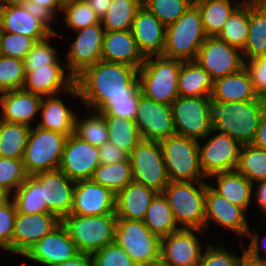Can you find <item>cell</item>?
Segmentation results:
<instances>
[{
    "label": "cell",
    "instance_id": "1",
    "mask_svg": "<svg viewBox=\"0 0 266 266\" xmlns=\"http://www.w3.org/2000/svg\"><path fill=\"white\" fill-rule=\"evenodd\" d=\"M80 99L94 111L107 101L132 97L139 89L138 69L100 60L75 78Z\"/></svg>",
    "mask_w": 266,
    "mask_h": 266
},
{
    "label": "cell",
    "instance_id": "2",
    "mask_svg": "<svg viewBox=\"0 0 266 266\" xmlns=\"http://www.w3.org/2000/svg\"><path fill=\"white\" fill-rule=\"evenodd\" d=\"M264 113L262 98L251 101L212 102L213 131L226 133L241 145L252 144Z\"/></svg>",
    "mask_w": 266,
    "mask_h": 266
},
{
    "label": "cell",
    "instance_id": "3",
    "mask_svg": "<svg viewBox=\"0 0 266 266\" xmlns=\"http://www.w3.org/2000/svg\"><path fill=\"white\" fill-rule=\"evenodd\" d=\"M154 57L156 58L152 59ZM182 63L179 59L161 55L146 57L138 70L142 95L152 101L171 105L179 96L178 76Z\"/></svg>",
    "mask_w": 266,
    "mask_h": 266
},
{
    "label": "cell",
    "instance_id": "4",
    "mask_svg": "<svg viewBox=\"0 0 266 266\" xmlns=\"http://www.w3.org/2000/svg\"><path fill=\"white\" fill-rule=\"evenodd\" d=\"M206 38L200 11L193 3L176 22L166 26L165 46L161 56L195 61Z\"/></svg>",
    "mask_w": 266,
    "mask_h": 266
},
{
    "label": "cell",
    "instance_id": "5",
    "mask_svg": "<svg viewBox=\"0 0 266 266\" xmlns=\"http://www.w3.org/2000/svg\"><path fill=\"white\" fill-rule=\"evenodd\" d=\"M206 187L203 181H170L162 191L179 227L204 230Z\"/></svg>",
    "mask_w": 266,
    "mask_h": 266
},
{
    "label": "cell",
    "instance_id": "6",
    "mask_svg": "<svg viewBox=\"0 0 266 266\" xmlns=\"http://www.w3.org/2000/svg\"><path fill=\"white\" fill-rule=\"evenodd\" d=\"M117 216L115 213L99 216L70 214L61 220L80 253L93 254L114 242Z\"/></svg>",
    "mask_w": 266,
    "mask_h": 266
},
{
    "label": "cell",
    "instance_id": "7",
    "mask_svg": "<svg viewBox=\"0 0 266 266\" xmlns=\"http://www.w3.org/2000/svg\"><path fill=\"white\" fill-rule=\"evenodd\" d=\"M159 143L170 181L198 182L206 178L200 167L198 140L175 134Z\"/></svg>",
    "mask_w": 266,
    "mask_h": 266
},
{
    "label": "cell",
    "instance_id": "8",
    "mask_svg": "<svg viewBox=\"0 0 266 266\" xmlns=\"http://www.w3.org/2000/svg\"><path fill=\"white\" fill-rule=\"evenodd\" d=\"M67 137L57 131L31 127L23 156L26 174L31 176L59 169Z\"/></svg>",
    "mask_w": 266,
    "mask_h": 266
},
{
    "label": "cell",
    "instance_id": "9",
    "mask_svg": "<svg viewBox=\"0 0 266 266\" xmlns=\"http://www.w3.org/2000/svg\"><path fill=\"white\" fill-rule=\"evenodd\" d=\"M171 109L177 135L199 140L213 132L210 96H178Z\"/></svg>",
    "mask_w": 266,
    "mask_h": 266
},
{
    "label": "cell",
    "instance_id": "10",
    "mask_svg": "<svg viewBox=\"0 0 266 266\" xmlns=\"http://www.w3.org/2000/svg\"><path fill=\"white\" fill-rule=\"evenodd\" d=\"M114 242L137 266L147 264L160 255L161 238L152 233L143 221L117 218Z\"/></svg>",
    "mask_w": 266,
    "mask_h": 266
},
{
    "label": "cell",
    "instance_id": "11",
    "mask_svg": "<svg viewBox=\"0 0 266 266\" xmlns=\"http://www.w3.org/2000/svg\"><path fill=\"white\" fill-rule=\"evenodd\" d=\"M133 181L161 193L170 183L159 142L141 140L129 154Z\"/></svg>",
    "mask_w": 266,
    "mask_h": 266
},
{
    "label": "cell",
    "instance_id": "12",
    "mask_svg": "<svg viewBox=\"0 0 266 266\" xmlns=\"http://www.w3.org/2000/svg\"><path fill=\"white\" fill-rule=\"evenodd\" d=\"M195 61L209 73L213 81L240 71L245 64L242 50L217 36H207Z\"/></svg>",
    "mask_w": 266,
    "mask_h": 266
},
{
    "label": "cell",
    "instance_id": "13",
    "mask_svg": "<svg viewBox=\"0 0 266 266\" xmlns=\"http://www.w3.org/2000/svg\"><path fill=\"white\" fill-rule=\"evenodd\" d=\"M204 145L199 142L200 167L206 178L237 169L242 145L226 133L216 132Z\"/></svg>",
    "mask_w": 266,
    "mask_h": 266
},
{
    "label": "cell",
    "instance_id": "14",
    "mask_svg": "<svg viewBox=\"0 0 266 266\" xmlns=\"http://www.w3.org/2000/svg\"><path fill=\"white\" fill-rule=\"evenodd\" d=\"M135 123L142 140L160 142L176 134L171 105L140 95Z\"/></svg>",
    "mask_w": 266,
    "mask_h": 266
},
{
    "label": "cell",
    "instance_id": "15",
    "mask_svg": "<svg viewBox=\"0 0 266 266\" xmlns=\"http://www.w3.org/2000/svg\"><path fill=\"white\" fill-rule=\"evenodd\" d=\"M102 23L90 25L77 30L76 39L71 43L66 53V68L69 74L76 78L86 68L95 65L101 60L103 37L105 29Z\"/></svg>",
    "mask_w": 266,
    "mask_h": 266
},
{
    "label": "cell",
    "instance_id": "16",
    "mask_svg": "<svg viewBox=\"0 0 266 266\" xmlns=\"http://www.w3.org/2000/svg\"><path fill=\"white\" fill-rule=\"evenodd\" d=\"M32 176L41 185L42 204H46V212L54 214L60 220L70 215L75 181L59 169L36 173Z\"/></svg>",
    "mask_w": 266,
    "mask_h": 266
},
{
    "label": "cell",
    "instance_id": "17",
    "mask_svg": "<svg viewBox=\"0 0 266 266\" xmlns=\"http://www.w3.org/2000/svg\"><path fill=\"white\" fill-rule=\"evenodd\" d=\"M98 147L74 134L66 139L59 170L73 181L91 180L99 166Z\"/></svg>",
    "mask_w": 266,
    "mask_h": 266
},
{
    "label": "cell",
    "instance_id": "18",
    "mask_svg": "<svg viewBox=\"0 0 266 266\" xmlns=\"http://www.w3.org/2000/svg\"><path fill=\"white\" fill-rule=\"evenodd\" d=\"M63 66L66 68L65 64H51L47 68H25L22 89L42 97L57 95L61 90L80 97L75 78L69 73L65 75L67 71Z\"/></svg>",
    "mask_w": 266,
    "mask_h": 266
},
{
    "label": "cell",
    "instance_id": "19",
    "mask_svg": "<svg viewBox=\"0 0 266 266\" xmlns=\"http://www.w3.org/2000/svg\"><path fill=\"white\" fill-rule=\"evenodd\" d=\"M80 254L75 242L71 239L62 222L41 240L35 243L23 255L28 259L43 264L54 266L66 260L73 259Z\"/></svg>",
    "mask_w": 266,
    "mask_h": 266
},
{
    "label": "cell",
    "instance_id": "20",
    "mask_svg": "<svg viewBox=\"0 0 266 266\" xmlns=\"http://www.w3.org/2000/svg\"><path fill=\"white\" fill-rule=\"evenodd\" d=\"M60 223L61 220L50 212L36 214L17 213L12 237V253L23 256L30 247Z\"/></svg>",
    "mask_w": 266,
    "mask_h": 266
},
{
    "label": "cell",
    "instance_id": "21",
    "mask_svg": "<svg viewBox=\"0 0 266 266\" xmlns=\"http://www.w3.org/2000/svg\"><path fill=\"white\" fill-rule=\"evenodd\" d=\"M203 231L181 228L177 232L162 237L160 255L171 266H198L203 253L201 242L194 233L201 234Z\"/></svg>",
    "mask_w": 266,
    "mask_h": 266
},
{
    "label": "cell",
    "instance_id": "22",
    "mask_svg": "<svg viewBox=\"0 0 266 266\" xmlns=\"http://www.w3.org/2000/svg\"><path fill=\"white\" fill-rule=\"evenodd\" d=\"M246 210L232 204L218 194L211 185L207 184L205 197V225L206 232L213 220L219 226L234 231L238 236L246 235L250 229L245 217Z\"/></svg>",
    "mask_w": 266,
    "mask_h": 266
},
{
    "label": "cell",
    "instance_id": "23",
    "mask_svg": "<svg viewBox=\"0 0 266 266\" xmlns=\"http://www.w3.org/2000/svg\"><path fill=\"white\" fill-rule=\"evenodd\" d=\"M115 213V194L92 180L75 182L70 214L99 216Z\"/></svg>",
    "mask_w": 266,
    "mask_h": 266
},
{
    "label": "cell",
    "instance_id": "24",
    "mask_svg": "<svg viewBox=\"0 0 266 266\" xmlns=\"http://www.w3.org/2000/svg\"><path fill=\"white\" fill-rule=\"evenodd\" d=\"M131 31L139 50L145 57L162 55L166 26L144 6L137 11Z\"/></svg>",
    "mask_w": 266,
    "mask_h": 266
},
{
    "label": "cell",
    "instance_id": "25",
    "mask_svg": "<svg viewBox=\"0 0 266 266\" xmlns=\"http://www.w3.org/2000/svg\"><path fill=\"white\" fill-rule=\"evenodd\" d=\"M146 57L139 50L132 31H105L101 60L111 63H122L139 68Z\"/></svg>",
    "mask_w": 266,
    "mask_h": 266
},
{
    "label": "cell",
    "instance_id": "26",
    "mask_svg": "<svg viewBox=\"0 0 266 266\" xmlns=\"http://www.w3.org/2000/svg\"><path fill=\"white\" fill-rule=\"evenodd\" d=\"M42 96L23 89L3 92L0 94V120L32 126L30 122L40 111Z\"/></svg>",
    "mask_w": 266,
    "mask_h": 266
},
{
    "label": "cell",
    "instance_id": "27",
    "mask_svg": "<svg viewBox=\"0 0 266 266\" xmlns=\"http://www.w3.org/2000/svg\"><path fill=\"white\" fill-rule=\"evenodd\" d=\"M158 192L136 182L129 183L115 195L117 218L143 221L151 201Z\"/></svg>",
    "mask_w": 266,
    "mask_h": 266
},
{
    "label": "cell",
    "instance_id": "28",
    "mask_svg": "<svg viewBox=\"0 0 266 266\" xmlns=\"http://www.w3.org/2000/svg\"><path fill=\"white\" fill-rule=\"evenodd\" d=\"M1 32L21 34L36 41L49 37L52 32L24 6L0 7Z\"/></svg>",
    "mask_w": 266,
    "mask_h": 266
},
{
    "label": "cell",
    "instance_id": "29",
    "mask_svg": "<svg viewBox=\"0 0 266 266\" xmlns=\"http://www.w3.org/2000/svg\"><path fill=\"white\" fill-rule=\"evenodd\" d=\"M258 97L245 67L213 81L210 96L212 102L251 101Z\"/></svg>",
    "mask_w": 266,
    "mask_h": 266
},
{
    "label": "cell",
    "instance_id": "30",
    "mask_svg": "<svg viewBox=\"0 0 266 266\" xmlns=\"http://www.w3.org/2000/svg\"><path fill=\"white\" fill-rule=\"evenodd\" d=\"M43 96L39 110L41 112V122H37L38 127L57 131L67 136L74 134L76 114L56 96ZM46 100H45V99Z\"/></svg>",
    "mask_w": 266,
    "mask_h": 266
},
{
    "label": "cell",
    "instance_id": "31",
    "mask_svg": "<svg viewBox=\"0 0 266 266\" xmlns=\"http://www.w3.org/2000/svg\"><path fill=\"white\" fill-rule=\"evenodd\" d=\"M216 179L217 186L212 188L232 204L238 205L247 211L253 192V184L237 170L221 172L211 175Z\"/></svg>",
    "mask_w": 266,
    "mask_h": 266
},
{
    "label": "cell",
    "instance_id": "32",
    "mask_svg": "<svg viewBox=\"0 0 266 266\" xmlns=\"http://www.w3.org/2000/svg\"><path fill=\"white\" fill-rule=\"evenodd\" d=\"M213 80L196 61H183L178 76V92L182 97L211 96Z\"/></svg>",
    "mask_w": 266,
    "mask_h": 266
},
{
    "label": "cell",
    "instance_id": "33",
    "mask_svg": "<svg viewBox=\"0 0 266 266\" xmlns=\"http://www.w3.org/2000/svg\"><path fill=\"white\" fill-rule=\"evenodd\" d=\"M245 61L266 54V5L249 2V30L242 49Z\"/></svg>",
    "mask_w": 266,
    "mask_h": 266
},
{
    "label": "cell",
    "instance_id": "34",
    "mask_svg": "<svg viewBox=\"0 0 266 266\" xmlns=\"http://www.w3.org/2000/svg\"><path fill=\"white\" fill-rule=\"evenodd\" d=\"M145 226L160 238L181 229L176 223L173 212L163 193H157L147 209L143 220Z\"/></svg>",
    "mask_w": 266,
    "mask_h": 266
},
{
    "label": "cell",
    "instance_id": "35",
    "mask_svg": "<svg viewBox=\"0 0 266 266\" xmlns=\"http://www.w3.org/2000/svg\"><path fill=\"white\" fill-rule=\"evenodd\" d=\"M242 3L231 4V0H194L198 7L207 36H217L228 17Z\"/></svg>",
    "mask_w": 266,
    "mask_h": 266
},
{
    "label": "cell",
    "instance_id": "36",
    "mask_svg": "<svg viewBox=\"0 0 266 266\" xmlns=\"http://www.w3.org/2000/svg\"><path fill=\"white\" fill-rule=\"evenodd\" d=\"M31 126L0 120V157L23 159Z\"/></svg>",
    "mask_w": 266,
    "mask_h": 266
},
{
    "label": "cell",
    "instance_id": "37",
    "mask_svg": "<svg viewBox=\"0 0 266 266\" xmlns=\"http://www.w3.org/2000/svg\"><path fill=\"white\" fill-rule=\"evenodd\" d=\"M94 183L109 189L115 195L133 182V173L130 160L119 163L100 164L91 178Z\"/></svg>",
    "mask_w": 266,
    "mask_h": 266
},
{
    "label": "cell",
    "instance_id": "38",
    "mask_svg": "<svg viewBox=\"0 0 266 266\" xmlns=\"http://www.w3.org/2000/svg\"><path fill=\"white\" fill-rule=\"evenodd\" d=\"M248 30L249 1L243 0L228 17L217 37L242 50L247 42Z\"/></svg>",
    "mask_w": 266,
    "mask_h": 266
},
{
    "label": "cell",
    "instance_id": "39",
    "mask_svg": "<svg viewBox=\"0 0 266 266\" xmlns=\"http://www.w3.org/2000/svg\"><path fill=\"white\" fill-rule=\"evenodd\" d=\"M142 6V0H112L101 19L102 26L105 31L131 30L136 13Z\"/></svg>",
    "mask_w": 266,
    "mask_h": 266
},
{
    "label": "cell",
    "instance_id": "40",
    "mask_svg": "<svg viewBox=\"0 0 266 266\" xmlns=\"http://www.w3.org/2000/svg\"><path fill=\"white\" fill-rule=\"evenodd\" d=\"M108 127V141L128 154L142 140L134 120L116 116H104Z\"/></svg>",
    "mask_w": 266,
    "mask_h": 266
},
{
    "label": "cell",
    "instance_id": "41",
    "mask_svg": "<svg viewBox=\"0 0 266 266\" xmlns=\"http://www.w3.org/2000/svg\"><path fill=\"white\" fill-rule=\"evenodd\" d=\"M255 186L266 180V150L253 144L242 145L236 169Z\"/></svg>",
    "mask_w": 266,
    "mask_h": 266
},
{
    "label": "cell",
    "instance_id": "42",
    "mask_svg": "<svg viewBox=\"0 0 266 266\" xmlns=\"http://www.w3.org/2000/svg\"><path fill=\"white\" fill-rule=\"evenodd\" d=\"M12 200L17 213L36 214L46 212V204H42V188L40 183L31 175L14 191Z\"/></svg>",
    "mask_w": 266,
    "mask_h": 266
},
{
    "label": "cell",
    "instance_id": "43",
    "mask_svg": "<svg viewBox=\"0 0 266 266\" xmlns=\"http://www.w3.org/2000/svg\"><path fill=\"white\" fill-rule=\"evenodd\" d=\"M95 112L92 110V114L82 120L76 115L74 135L93 146L100 147L108 142V127L104 115Z\"/></svg>",
    "mask_w": 266,
    "mask_h": 266
},
{
    "label": "cell",
    "instance_id": "44",
    "mask_svg": "<svg viewBox=\"0 0 266 266\" xmlns=\"http://www.w3.org/2000/svg\"><path fill=\"white\" fill-rule=\"evenodd\" d=\"M194 3V0H142V5L162 24L176 22Z\"/></svg>",
    "mask_w": 266,
    "mask_h": 266
},
{
    "label": "cell",
    "instance_id": "45",
    "mask_svg": "<svg viewBox=\"0 0 266 266\" xmlns=\"http://www.w3.org/2000/svg\"><path fill=\"white\" fill-rule=\"evenodd\" d=\"M24 82V60L0 55V94L22 89Z\"/></svg>",
    "mask_w": 266,
    "mask_h": 266
},
{
    "label": "cell",
    "instance_id": "46",
    "mask_svg": "<svg viewBox=\"0 0 266 266\" xmlns=\"http://www.w3.org/2000/svg\"><path fill=\"white\" fill-rule=\"evenodd\" d=\"M62 11L65 13V25L75 32L101 22L100 18L85 0L66 4L63 6Z\"/></svg>",
    "mask_w": 266,
    "mask_h": 266
},
{
    "label": "cell",
    "instance_id": "47",
    "mask_svg": "<svg viewBox=\"0 0 266 266\" xmlns=\"http://www.w3.org/2000/svg\"><path fill=\"white\" fill-rule=\"evenodd\" d=\"M27 176L23 159L0 157V189L9 197H11V191L14 192L13 189L16 191Z\"/></svg>",
    "mask_w": 266,
    "mask_h": 266
},
{
    "label": "cell",
    "instance_id": "48",
    "mask_svg": "<svg viewBox=\"0 0 266 266\" xmlns=\"http://www.w3.org/2000/svg\"><path fill=\"white\" fill-rule=\"evenodd\" d=\"M56 35L59 34L57 32L52 33L49 37L41 41H36L25 56V68H47L51 64H60L57 50L48 43L49 38Z\"/></svg>",
    "mask_w": 266,
    "mask_h": 266
},
{
    "label": "cell",
    "instance_id": "49",
    "mask_svg": "<svg viewBox=\"0 0 266 266\" xmlns=\"http://www.w3.org/2000/svg\"><path fill=\"white\" fill-rule=\"evenodd\" d=\"M35 43L33 38L0 31V55L24 60Z\"/></svg>",
    "mask_w": 266,
    "mask_h": 266
},
{
    "label": "cell",
    "instance_id": "50",
    "mask_svg": "<svg viewBox=\"0 0 266 266\" xmlns=\"http://www.w3.org/2000/svg\"><path fill=\"white\" fill-rule=\"evenodd\" d=\"M12 198L0 203V248L12 253V237L17 214Z\"/></svg>",
    "mask_w": 266,
    "mask_h": 266
},
{
    "label": "cell",
    "instance_id": "51",
    "mask_svg": "<svg viewBox=\"0 0 266 266\" xmlns=\"http://www.w3.org/2000/svg\"><path fill=\"white\" fill-rule=\"evenodd\" d=\"M92 258L94 266H137L124 249L115 242L94 252Z\"/></svg>",
    "mask_w": 266,
    "mask_h": 266
},
{
    "label": "cell",
    "instance_id": "52",
    "mask_svg": "<svg viewBox=\"0 0 266 266\" xmlns=\"http://www.w3.org/2000/svg\"><path fill=\"white\" fill-rule=\"evenodd\" d=\"M141 94V89H139L130 98L109 100L98 112H100L104 116H116L122 119L135 121L138 101Z\"/></svg>",
    "mask_w": 266,
    "mask_h": 266
},
{
    "label": "cell",
    "instance_id": "53",
    "mask_svg": "<svg viewBox=\"0 0 266 266\" xmlns=\"http://www.w3.org/2000/svg\"><path fill=\"white\" fill-rule=\"evenodd\" d=\"M223 246L208 244L200 258L198 266H241L243 255L236 256L232 251L225 250Z\"/></svg>",
    "mask_w": 266,
    "mask_h": 266
},
{
    "label": "cell",
    "instance_id": "54",
    "mask_svg": "<svg viewBox=\"0 0 266 266\" xmlns=\"http://www.w3.org/2000/svg\"><path fill=\"white\" fill-rule=\"evenodd\" d=\"M244 67L249 74L255 92L261 97L266 93V54L245 61Z\"/></svg>",
    "mask_w": 266,
    "mask_h": 266
},
{
    "label": "cell",
    "instance_id": "55",
    "mask_svg": "<svg viewBox=\"0 0 266 266\" xmlns=\"http://www.w3.org/2000/svg\"><path fill=\"white\" fill-rule=\"evenodd\" d=\"M99 164L119 163L129 159V154L109 141L98 147Z\"/></svg>",
    "mask_w": 266,
    "mask_h": 266
},
{
    "label": "cell",
    "instance_id": "56",
    "mask_svg": "<svg viewBox=\"0 0 266 266\" xmlns=\"http://www.w3.org/2000/svg\"><path fill=\"white\" fill-rule=\"evenodd\" d=\"M23 6L29 14L40 20L52 33H56L51 24L56 20V16L49 9L30 0Z\"/></svg>",
    "mask_w": 266,
    "mask_h": 266
},
{
    "label": "cell",
    "instance_id": "57",
    "mask_svg": "<svg viewBox=\"0 0 266 266\" xmlns=\"http://www.w3.org/2000/svg\"><path fill=\"white\" fill-rule=\"evenodd\" d=\"M246 235H248L250 237V244L248 249L245 248V254L248 255L251 258L254 259H266L265 257L260 256V251H259V234L258 232H251V230L249 229L248 232L246 233ZM266 239V238H265ZM263 243L265 241H262ZM266 243V242H265ZM261 247L263 248V250L266 251V244H261Z\"/></svg>",
    "mask_w": 266,
    "mask_h": 266
},
{
    "label": "cell",
    "instance_id": "58",
    "mask_svg": "<svg viewBox=\"0 0 266 266\" xmlns=\"http://www.w3.org/2000/svg\"><path fill=\"white\" fill-rule=\"evenodd\" d=\"M54 266H94V262L91 254L80 253L73 259L66 260Z\"/></svg>",
    "mask_w": 266,
    "mask_h": 266
},
{
    "label": "cell",
    "instance_id": "59",
    "mask_svg": "<svg viewBox=\"0 0 266 266\" xmlns=\"http://www.w3.org/2000/svg\"><path fill=\"white\" fill-rule=\"evenodd\" d=\"M252 144L266 150V112L263 113Z\"/></svg>",
    "mask_w": 266,
    "mask_h": 266
},
{
    "label": "cell",
    "instance_id": "60",
    "mask_svg": "<svg viewBox=\"0 0 266 266\" xmlns=\"http://www.w3.org/2000/svg\"><path fill=\"white\" fill-rule=\"evenodd\" d=\"M100 20L106 15L112 0H85Z\"/></svg>",
    "mask_w": 266,
    "mask_h": 266
},
{
    "label": "cell",
    "instance_id": "61",
    "mask_svg": "<svg viewBox=\"0 0 266 266\" xmlns=\"http://www.w3.org/2000/svg\"><path fill=\"white\" fill-rule=\"evenodd\" d=\"M257 184L256 186L258 188L257 191H255L257 199L256 201H258L259 208H261V210H263L266 213V180L257 182Z\"/></svg>",
    "mask_w": 266,
    "mask_h": 266
},
{
    "label": "cell",
    "instance_id": "62",
    "mask_svg": "<svg viewBox=\"0 0 266 266\" xmlns=\"http://www.w3.org/2000/svg\"><path fill=\"white\" fill-rule=\"evenodd\" d=\"M35 3H38L40 6H43L49 9L56 17L58 11L62 12L63 6L59 3L58 0H30Z\"/></svg>",
    "mask_w": 266,
    "mask_h": 266
},
{
    "label": "cell",
    "instance_id": "63",
    "mask_svg": "<svg viewBox=\"0 0 266 266\" xmlns=\"http://www.w3.org/2000/svg\"><path fill=\"white\" fill-rule=\"evenodd\" d=\"M243 259L241 266H266V259H254L245 254V248L243 249Z\"/></svg>",
    "mask_w": 266,
    "mask_h": 266
},
{
    "label": "cell",
    "instance_id": "64",
    "mask_svg": "<svg viewBox=\"0 0 266 266\" xmlns=\"http://www.w3.org/2000/svg\"><path fill=\"white\" fill-rule=\"evenodd\" d=\"M142 266H171L161 255Z\"/></svg>",
    "mask_w": 266,
    "mask_h": 266
},
{
    "label": "cell",
    "instance_id": "65",
    "mask_svg": "<svg viewBox=\"0 0 266 266\" xmlns=\"http://www.w3.org/2000/svg\"><path fill=\"white\" fill-rule=\"evenodd\" d=\"M28 0H0V7L23 6Z\"/></svg>",
    "mask_w": 266,
    "mask_h": 266
},
{
    "label": "cell",
    "instance_id": "66",
    "mask_svg": "<svg viewBox=\"0 0 266 266\" xmlns=\"http://www.w3.org/2000/svg\"><path fill=\"white\" fill-rule=\"evenodd\" d=\"M9 196L0 189V203H2L4 200H6Z\"/></svg>",
    "mask_w": 266,
    "mask_h": 266
},
{
    "label": "cell",
    "instance_id": "67",
    "mask_svg": "<svg viewBox=\"0 0 266 266\" xmlns=\"http://www.w3.org/2000/svg\"><path fill=\"white\" fill-rule=\"evenodd\" d=\"M253 4H260V5H266V0H246Z\"/></svg>",
    "mask_w": 266,
    "mask_h": 266
},
{
    "label": "cell",
    "instance_id": "68",
    "mask_svg": "<svg viewBox=\"0 0 266 266\" xmlns=\"http://www.w3.org/2000/svg\"><path fill=\"white\" fill-rule=\"evenodd\" d=\"M59 3L64 6L66 4H69V3H73V2H76V1H80V0H58Z\"/></svg>",
    "mask_w": 266,
    "mask_h": 266
},
{
    "label": "cell",
    "instance_id": "69",
    "mask_svg": "<svg viewBox=\"0 0 266 266\" xmlns=\"http://www.w3.org/2000/svg\"><path fill=\"white\" fill-rule=\"evenodd\" d=\"M261 98H262L263 105H264V112H266V93L262 95Z\"/></svg>",
    "mask_w": 266,
    "mask_h": 266
}]
</instances>
